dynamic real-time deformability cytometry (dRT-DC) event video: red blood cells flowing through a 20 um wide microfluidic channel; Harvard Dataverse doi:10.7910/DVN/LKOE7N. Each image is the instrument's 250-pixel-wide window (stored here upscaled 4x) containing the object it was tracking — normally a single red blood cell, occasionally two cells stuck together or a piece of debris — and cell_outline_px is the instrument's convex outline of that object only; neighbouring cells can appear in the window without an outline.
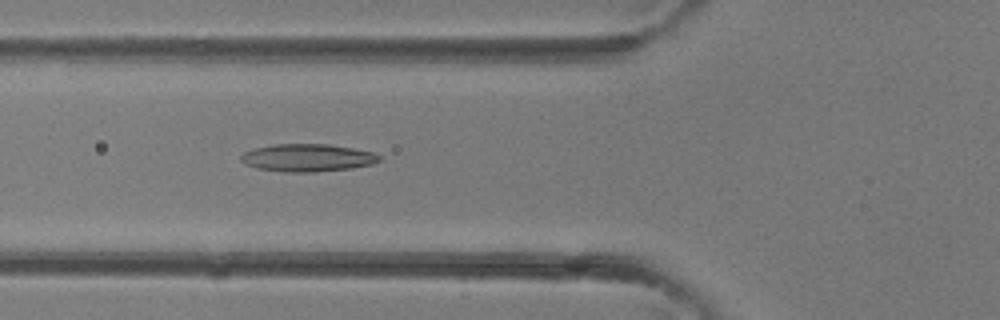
{"species": "common noctule bat (a hibernating species)", "species_latin": "Nyctalus noctula", "temperature_condition": "room temperature", "stored_images_in_passage": 40, "camera_frame_rate_fps": 3000, "um_per_image_px": 0.085, "animal": {"sex": "female"}, "frame": {"image": 1, "passage_image": 15, "time_ms": 4.667, "image_size_px": [1000, 320], "cell_outline_px": [[380, 160], [372, 164], [352, 168], [316, 172], [280, 172], [256, 168], [244, 164], [240, 160], [240, 156], [244, 152], [256, 148], [276, 144], [328, 144], [352, 148], [372, 152], [380, 156]], "centroid_in_image_um": [26.11, 13.42], "position_along_channel_um": 99.7, "area_um2": 22.31}}
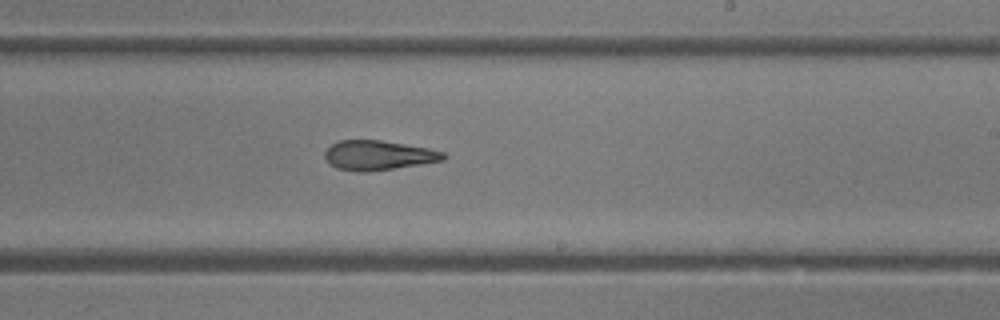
{"frame": {"image": 2, "passage_image": 24, "time_ms": 7.667, "image_size_px": [1000, 320], "cell_outline_px": [[448, 156], [444, 160], [420, 164], [368, 172], [356, 172], [336, 168], [324, 156], [324, 152], [332, 144], [340, 140], [380, 140], [428, 148], [444, 152]], "centroid_in_image_um": [32.17, 13.2], "position_along_channel_um": 256.8, "area_um2": 20.35}}
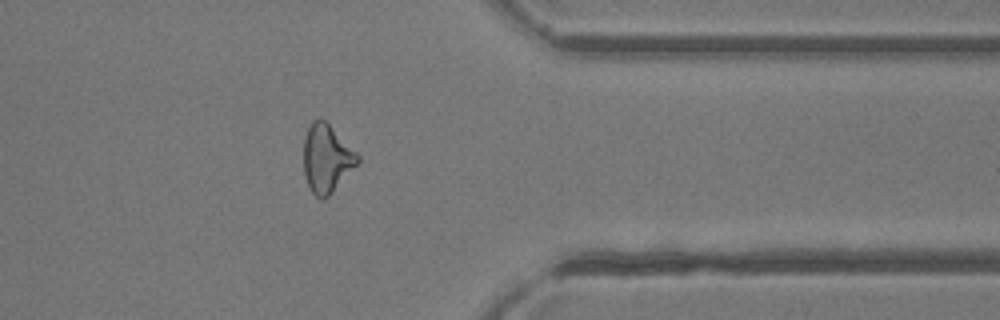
{"frame": {"image": 3, "passage_image": 32, "time_ms": 10.333, "image_size_px": [1000, 320], "cell_outline_px": [[360, 160], [332, 192], [324, 200], [316, 196], [312, 192], [304, 176], [304, 140], [308, 128], [312, 120], [320, 116], [360, 156]], "centroid_in_image_um": [27.74, 13.46], "position_along_channel_um": 383.7, "area_um2": 21.04}}